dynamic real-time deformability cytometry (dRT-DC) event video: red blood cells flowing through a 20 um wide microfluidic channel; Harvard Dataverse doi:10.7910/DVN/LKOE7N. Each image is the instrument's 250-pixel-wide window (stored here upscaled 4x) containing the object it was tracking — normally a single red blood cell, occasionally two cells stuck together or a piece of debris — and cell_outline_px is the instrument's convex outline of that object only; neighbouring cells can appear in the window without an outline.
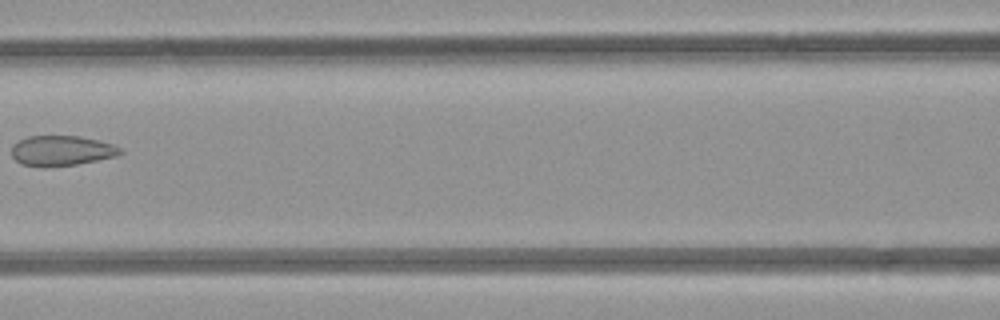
{"species": "common noctule bat (a hibernating species)", "species_latin": "Nyctalus noctula", "temperature_condition": "room temperature", "stored_images_in_passage": 5, "camera_frame_rate_fps": 3000, "um_per_image_px": 0.085, "animal": {"sex": "female", "body_mass_g": 21.9}, "frame": {"image": 1, "passage_image": 5, "time_ms": 4.667, "image_size_px": [1000, 320], "cell_outline_px": [[124, 152], [116, 156], [76, 164], [44, 168], [40, 168], [20, 164], [12, 156], [12, 144], [28, 136], [76, 136], [100, 140], [112, 144], [120, 148]], "centroid_in_image_um": [5.2, 12.82], "position_along_channel_um": 161.4, "area_um2": 19.25}}